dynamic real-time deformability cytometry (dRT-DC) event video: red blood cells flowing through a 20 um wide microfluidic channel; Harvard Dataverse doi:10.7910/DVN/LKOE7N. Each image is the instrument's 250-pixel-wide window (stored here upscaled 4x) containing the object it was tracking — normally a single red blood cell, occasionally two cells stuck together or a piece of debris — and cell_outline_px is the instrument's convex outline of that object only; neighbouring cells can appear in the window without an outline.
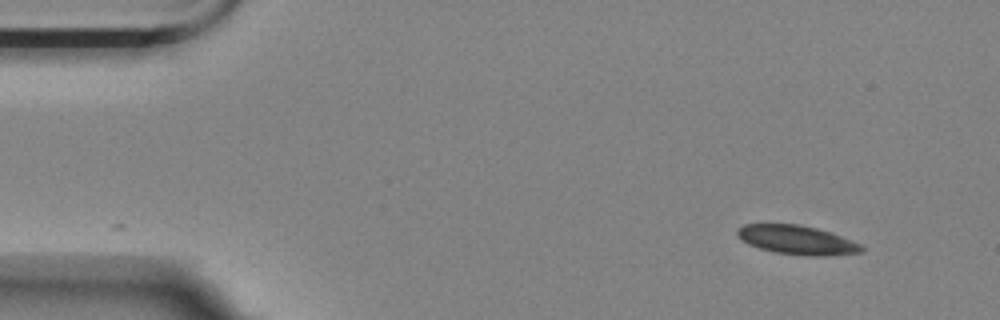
{"species": "Egyptian fruit bat (a non-hibernating species)", "species_latin": "Rousettus aegyptiacus", "temperature_condition": "room temperature", "stored_images_in_passage": 8, "camera_frame_rate_fps": 3000, "um_per_image_px": 0.085, "animal": {"sex": "female"}, "frame": {"image": 1, "passage_image": 1, "time_ms": 0.0, "image_size_px": [1000, 320], "cell_outline_px": [[864, 252], [824, 256], [804, 256], [772, 252], [748, 244], [736, 236], [736, 228], [744, 224], [800, 224], [816, 228], [840, 236], [860, 244], [864, 248]], "centroid_in_image_um": [67.69, 20.4], "position_along_channel_um": 17.3, "area_um2": 21.1}}